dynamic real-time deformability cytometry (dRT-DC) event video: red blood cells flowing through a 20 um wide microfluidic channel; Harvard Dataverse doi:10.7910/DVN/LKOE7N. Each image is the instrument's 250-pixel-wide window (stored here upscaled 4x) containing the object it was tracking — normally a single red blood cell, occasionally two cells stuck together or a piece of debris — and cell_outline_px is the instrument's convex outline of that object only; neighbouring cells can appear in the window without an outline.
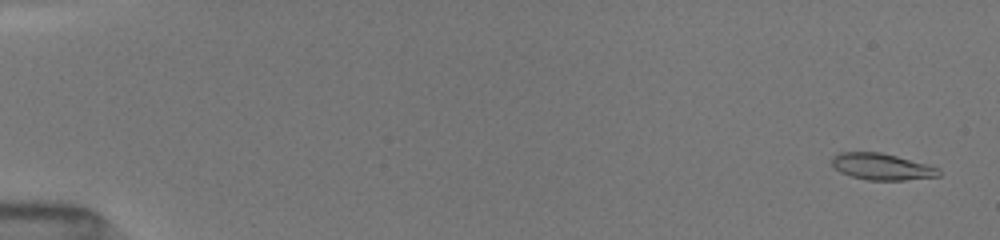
{"species": "common noctule bat (a hibernating species)", "species_latin": "Nyctalus noctula", "temperature_condition": "room temperature", "stored_images_in_passage": 23, "camera_frame_rate_fps": 3000, "um_per_image_px": 0.085, "animal": {"sex": "female", "body_mass_g": 19.5, "forearm_length_mm": 54.1}, "frame": {"image": 1, "passage_image": 3, "time_ms": 0.333, "image_size_px": [1000, 240], "cell_outline_px": [[940, 176], [904, 180], [868, 180], [852, 176], [840, 172], [832, 164], [832, 156], [840, 152], [880, 152], [928, 164], [940, 168]], "centroid_in_image_um": [74.97, 14.16], "position_along_channel_um": 10.0, "area_um2": 16.47}}
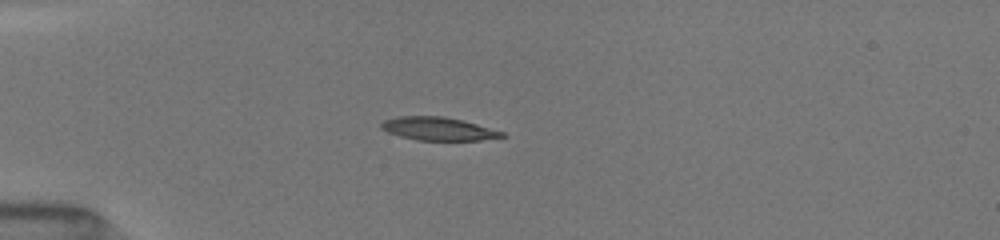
{"frame": {"image": 2, "passage_image": 18, "time_ms": 4.667, "image_size_px": [1000, 240], "cell_outline_px": [[508, 136], [480, 140], [416, 140], [400, 136], [388, 132], [380, 128], [380, 124], [384, 120], [400, 116], [444, 116], [476, 124], [504, 132]], "centroid_in_image_um": [37.24, 10.95], "position_along_channel_um": 47.8, "area_um2": 16.18}}